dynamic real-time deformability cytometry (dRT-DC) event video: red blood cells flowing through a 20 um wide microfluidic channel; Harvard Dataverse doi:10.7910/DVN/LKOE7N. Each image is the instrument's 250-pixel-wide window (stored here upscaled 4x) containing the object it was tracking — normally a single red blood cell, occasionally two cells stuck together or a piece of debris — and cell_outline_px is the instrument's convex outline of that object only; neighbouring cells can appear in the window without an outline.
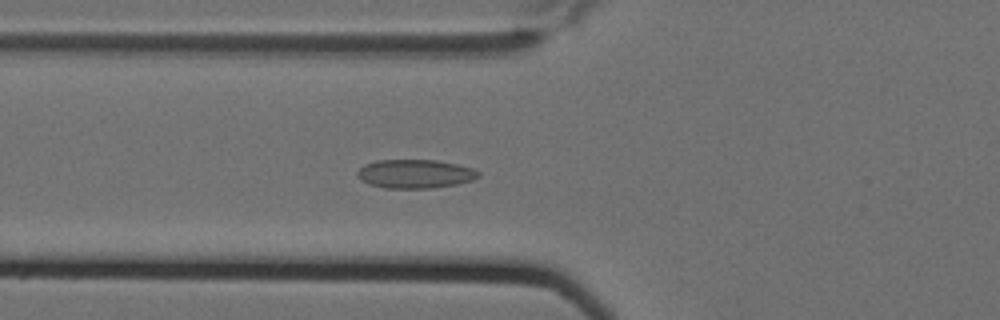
{"species": "Egyptian fruit bat (a non-hibernating species)", "species_latin": "Rousettus aegyptiacus", "temperature_condition": "cold", "stored_images_in_passage": 6, "camera_frame_rate_fps": 3000, "um_per_image_px": 0.085, "animal": {"sex": "female"}, "frame": {"image": 1, "passage_image": 6, "time_ms": 1.667, "image_size_px": [1000, 320], "cell_outline_px": [[480, 176], [472, 180], [456, 184], [432, 188], [384, 188], [368, 184], [360, 180], [356, 176], [356, 172], [364, 164], [376, 160], [436, 160], [456, 164], [472, 168], [480, 172]], "centroid_in_image_um": [35.24, 14.78], "position_along_channel_um": 90.6, "area_um2": 20.4}}